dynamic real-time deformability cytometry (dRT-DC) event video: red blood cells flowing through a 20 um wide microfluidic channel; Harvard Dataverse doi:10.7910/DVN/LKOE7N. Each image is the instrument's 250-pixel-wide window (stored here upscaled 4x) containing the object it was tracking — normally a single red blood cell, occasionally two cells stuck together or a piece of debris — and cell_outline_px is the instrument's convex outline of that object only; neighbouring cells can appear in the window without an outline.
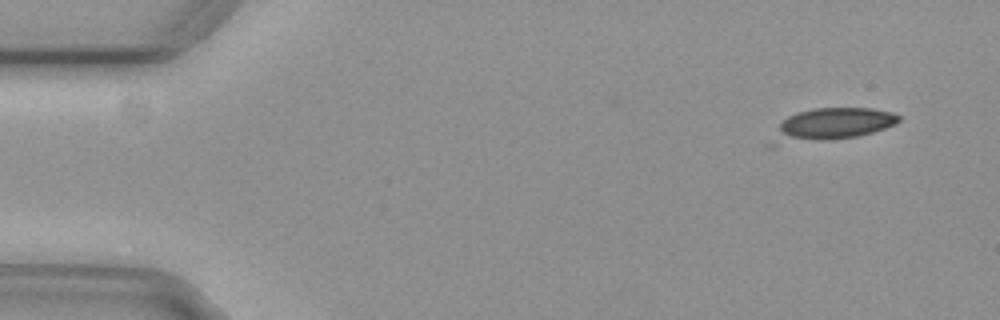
{"species": "common noctule bat (a hibernating species)", "species_latin": "Nyctalus noctula", "temperature_condition": "cold", "stored_images_in_passage": 5, "camera_frame_rate_fps": 3000, "um_per_image_px": 0.085, "animal": {"sex": "female", "body_mass_g": 29.2, "forearm_length_mm": 56.3}, "frame": {"image": 1, "passage_image": 1, "time_ms": 0.0, "image_size_px": [1000, 320], "cell_outline_px": [[900, 120], [896, 124], [872, 132], [856, 136], [820, 140], [780, 136], [780, 124], [788, 116], [796, 112], [816, 108], [872, 108], [892, 112], [900, 116]], "centroid_in_image_um": [71.07, 10.44], "position_along_channel_um": 13.9, "area_um2": 21.39}}